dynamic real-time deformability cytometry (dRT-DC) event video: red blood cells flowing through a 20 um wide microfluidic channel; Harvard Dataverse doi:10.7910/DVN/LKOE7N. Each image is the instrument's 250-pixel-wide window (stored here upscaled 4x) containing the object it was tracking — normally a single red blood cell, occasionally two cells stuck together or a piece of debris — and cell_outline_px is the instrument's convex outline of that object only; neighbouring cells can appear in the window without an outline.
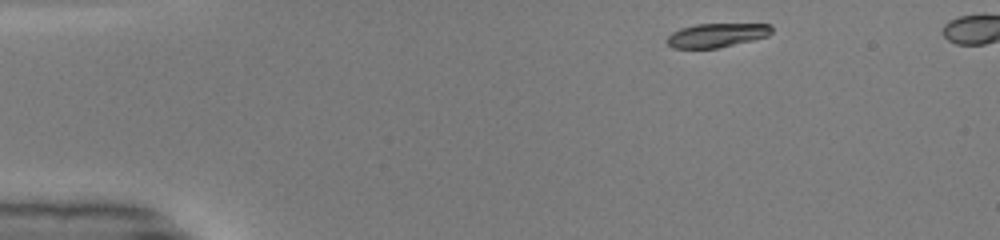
{"species": "common noctule bat (a hibernating species)", "species_latin": "Nyctalus noctula", "temperature_condition": "warm", "stored_images_in_passage": 16, "camera_frame_rate_fps": 3000, "um_per_image_px": 0.085, "animal": {"sex": "male", "body_mass_g": 19.0, "forearm_length_mm": 50.8}, "frame": {"image": 1, "passage_image": 1, "time_ms": 0.0, "image_size_px": [1000, 240], "cell_outline_px": [[772, 32], [768, 36], [752, 40], [716, 48], [672, 48], [668, 44], [668, 36], [672, 32], [680, 28], [696, 24], [768, 24], [772, 28]], "centroid_in_image_um": [60.91, 2.99], "position_along_channel_um": 24.1, "area_um2": 14.45}}
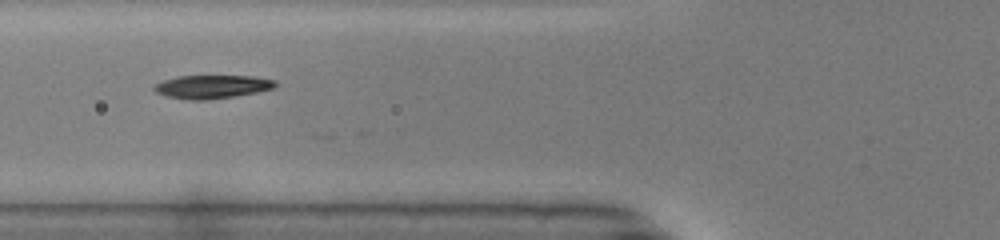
{"frame": {"image": 2, "passage_image": 13, "time_ms": 4.0, "image_size_px": [1000, 240], "cell_outline_px": [[276, 84], [272, 88], [256, 92], [208, 100], [188, 100], [164, 96], [156, 92], [152, 88], [156, 84], [164, 80], [180, 76], [252, 76], [276, 80]], "centroid_in_image_um": [17.98, 7.37], "position_along_channel_um": 107.8, "area_um2": 16.36}}